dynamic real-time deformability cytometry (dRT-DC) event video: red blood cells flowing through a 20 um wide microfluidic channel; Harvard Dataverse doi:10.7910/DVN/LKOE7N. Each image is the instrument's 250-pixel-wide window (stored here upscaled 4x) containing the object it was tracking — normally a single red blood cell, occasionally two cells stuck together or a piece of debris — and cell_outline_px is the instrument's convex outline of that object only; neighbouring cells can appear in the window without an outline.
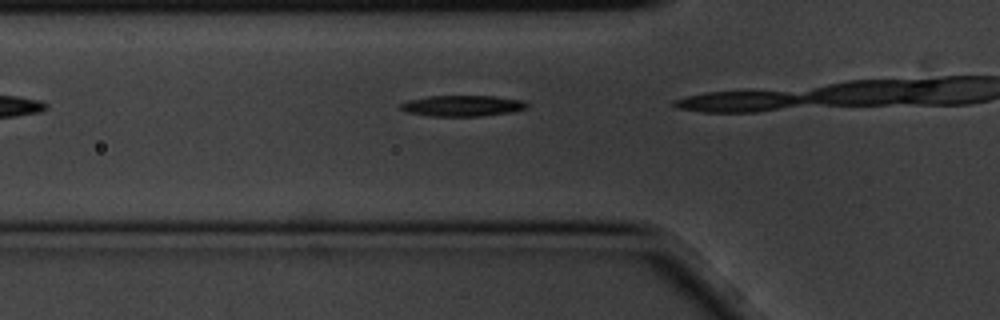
{"species": "common noctule bat (a hibernating species)", "species_latin": "Nyctalus noctula", "temperature_condition": "cold", "stored_images_in_passage": 5, "camera_frame_rate_fps": 3000, "um_per_image_px": 0.085, "animal": {"sex": "male", "body_mass_g": 20.1, "forearm_length_mm": 53.5}, "frame": {"image": 1, "passage_image": 5, "time_ms": 1.333, "image_size_px": [1000, 320], "cell_outline_px": [[528, 108], [512, 112], [480, 116], [432, 116], [408, 112], [400, 108], [400, 104], [408, 100], [428, 96], [492, 96], [524, 100], [528, 104]], "centroid_in_image_um": [39.34, 8.99], "position_along_channel_um": 86.5, "area_um2": 15.37}}